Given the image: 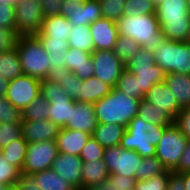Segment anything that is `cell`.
Returning <instances> with one entry per match:
<instances>
[{
  "mask_svg": "<svg viewBox=\"0 0 190 190\" xmlns=\"http://www.w3.org/2000/svg\"><path fill=\"white\" fill-rule=\"evenodd\" d=\"M140 99L127 96L116 89L94 103L98 123L121 124L127 127L129 122L138 115Z\"/></svg>",
  "mask_w": 190,
  "mask_h": 190,
  "instance_id": "obj_1",
  "label": "cell"
},
{
  "mask_svg": "<svg viewBox=\"0 0 190 190\" xmlns=\"http://www.w3.org/2000/svg\"><path fill=\"white\" fill-rule=\"evenodd\" d=\"M119 35L133 39L142 48L153 52L164 39L156 14L123 15L116 21Z\"/></svg>",
  "mask_w": 190,
  "mask_h": 190,
  "instance_id": "obj_2",
  "label": "cell"
},
{
  "mask_svg": "<svg viewBox=\"0 0 190 190\" xmlns=\"http://www.w3.org/2000/svg\"><path fill=\"white\" fill-rule=\"evenodd\" d=\"M188 0H165L156 7L157 20L164 38L188 42L190 13Z\"/></svg>",
  "mask_w": 190,
  "mask_h": 190,
  "instance_id": "obj_3",
  "label": "cell"
},
{
  "mask_svg": "<svg viewBox=\"0 0 190 190\" xmlns=\"http://www.w3.org/2000/svg\"><path fill=\"white\" fill-rule=\"evenodd\" d=\"M167 126L144 123L139 116H135L126 127L121 139L120 147L137 152L142 158L156 155L164 128Z\"/></svg>",
  "mask_w": 190,
  "mask_h": 190,
  "instance_id": "obj_4",
  "label": "cell"
},
{
  "mask_svg": "<svg viewBox=\"0 0 190 190\" xmlns=\"http://www.w3.org/2000/svg\"><path fill=\"white\" fill-rule=\"evenodd\" d=\"M16 50L19 55L23 74L39 80L54 76L49 71L50 57L37 36L19 37Z\"/></svg>",
  "mask_w": 190,
  "mask_h": 190,
  "instance_id": "obj_5",
  "label": "cell"
},
{
  "mask_svg": "<svg viewBox=\"0 0 190 190\" xmlns=\"http://www.w3.org/2000/svg\"><path fill=\"white\" fill-rule=\"evenodd\" d=\"M156 64L166 74L190 75V42L174 41L164 38L152 52Z\"/></svg>",
  "mask_w": 190,
  "mask_h": 190,
  "instance_id": "obj_6",
  "label": "cell"
},
{
  "mask_svg": "<svg viewBox=\"0 0 190 190\" xmlns=\"http://www.w3.org/2000/svg\"><path fill=\"white\" fill-rule=\"evenodd\" d=\"M40 91L43 98L49 102V120L60 128L71 120L74 110V100L63 90L54 77L46 78L40 82Z\"/></svg>",
  "mask_w": 190,
  "mask_h": 190,
  "instance_id": "obj_7",
  "label": "cell"
},
{
  "mask_svg": "<svg viewBox=\"0 0 190 190\" xmlns=\"http://www.w3.org/2000/svg\"><path fill=\"white\" fill-rule=\"evenodd\" d=\"M125 68L138 78L142 98L155 83L164 81L166 75L164 70L156 64L153 53L142 47L125 65Z\"/></svg>",
  "mask_w": 190,
  "mask_h": 190,
  "instance_id": "obj_8",
  "label": "cell"
},
{
  "mask_svg": "<svg viewBox=\"0 0 190 190\" xmlns=\"http://www.w3.org/2000/svg\"><path fill=\"white\" fill-rule=\"evenodd\" d=\"M188 139L174 124L164 128V132L156 146V157L165 169L173 171L179 164Z\"/></svg>",
  "mask_w": 190,
  "mask_h": 190,
  "instance_id": "obj_9",
  "label": "cell"
},
{
  "mask_svg": "<svg viewBox=\"0 0 190 190\" xmlns=\"http://www.w3.org/2000/svg\"><path fill=\"white\" fill-rule=\"evenodd\" d=\"M14 10L19 37L37 36L41 33L44 16L40 0H20Z\"/></svg>",
  "mask_w": 190,
  "mask_h": 190,
  "instance_id": "obj_10",
  "label": "cell"
},
{
  "mask_svg": "<svg viewBox=\"0 0 190 190\" xmlns=\"http://www.w3.org/2000/svg\"><path fill=\"white\" fill-rule=\"evenodd\" d=\"M59 154L56 141L48 140L28 143L27 153L22 168L23 173L35 174L51 169L53 160Z\"/></svg>",
  "mask_w": 190,
  "mask_h": 190,
  "instance_id": "obj_11",
  "label": "cell"
},
{
  "mask_svg": "<svg viewBox=\"0 0 190 190\" xmlns=\"http://www.w3.org/2000/svg\"><path fill=\"white\" fill-rule=\"evenodd\" d=\"M142 157L135 151L118 146L104 149L103 161L109 174L135 178Z\"/></svg>",
  "mask_w": 190,
  "mask_h": 190,
  "instance_id": "obj_12",
  "label": "cell"
},
{
  "mask_svg": "<svg viewBox=\"0 0 190 190\" xmlns=\"http://www.w3.org/2000/svg\"><path fill=\"white\" fill-rule=\"evenodd\" d=\"M60 15L68 19L72 27L90 25L102 18L99 0H65Z\"/></svg>",
  "mask_w": 190,
  "mask_h": 190,
  "instance_id": "obj_13",
  "label": "cell"
},
{
  "mask_svg": "<svg viewBox=\"0 0 190 190\" xmlns=\"http://www.w3.org/2000/svg\"><path fill=\"white\" fill-rule=\"evenodd\" d=\"M41 80L29 75H21L9 81L5 97L21 112L35 99L40 93Z\"/></svg>",
  "mask_w": 190,
  "mask_h": 190,
  "instance_id": "obj_14",
  "label": "cell"
},
{
  "mask_svg": "<svg viewBox=\"0 0 190 190\" xmlns=\"http://www.w3.org/2000/svg\"><path fill=\"white\" fill-rule=\"evenodd\" d=\"M94 76L114 88L125 64L113 50H94L91 54Z\"/></svg>",
  "mask_w": 190,
  "mask_h": 190,
  "instance_id": "obj_15",
  "label": "cell"
},
{
  "mask_svg": "<svg viewBox=\"0 0 190 190\" xmlns=\"http://www.w3.org/2000/svg\"><path fill=\"white\" fill-rule=\"evenodd\" d=\"M82 165L83 161L78 155L59 153L53 160L51 169L76 190H82Z\"/></svg>",
  "mask_w": 190,
  "mask_h": 190,
  "instance_id": "obj_16",
  "label": "cell"
},
{
  "mask_svg": "<svg viewBox=\"0 0 190 190\" xmlns=\"http://www.w3.org/2000/svg\"><path fill=\"white\" fill-rule=\"evenodd\" d=\"M98 125L95 108L92 103L74 101V110H72L71 120L64 128L84 131L88 134L93 133Z\"/></svg>",
  "mask_w": 190,
  "mask_h": 190,
  "instance_id": "obj_17",
  "label": "cell"
},
{
  "mask_svg": "<svg viewBox=\"0 0 190 190\" xmlns=\"http://www.w3.org/2000/svg\"><path fill=\"white\" fill-rule=\"evenodd\" d=\"M89 26L95 50H113L119 37L116 22L110 19L100 18Z\"/></svg>",
  "mask_w": 190,
  "mask_h": 190,
  "instance_id": "obj_18",
  "label": "cell"
},
{
  "mask_svg": "<svg viewBox=\"0 0 190 190\" xmlns=\"http://www.w3.org/2000/svg\"><path fill=\"white\" fill-rule=\"evenodd\" d=\"M22 137L28 143L55 141L61 128L51 120L22 121Z\"/></svg>",
  "mask_w": 190,
  "mask_h": 190,
  "instance_id": "obj_19",
  "label": "cell"
},
{
  "mask_svg": "<svg viewBox=\"0 0 190 190\" xmlns=\"http://www.w3.org/2000/svg\"><path fill=\"white\" fill-rule=\"evenodd\" d=\"M94 65L91 53L68 47L66 52V71H71L79 79H88L94 76Z\"/></svg>",
  "mask_w": 190,
  "mask_h": 190,
  "instance_id": "obj_20",
  "label": "cell"
},
{
  "mask_svg": "<svg viewBox=\"0 0 190 190\" xmlns=\"http://www.w3.org/2000/svg\"><path fill=\"white\" fill-rule=\"evenodd\" d=\"M143 99L156 105L159 109H164L173 117L181 110L165 81L155 83L144 95Z\"/></svg>",
  "mask_w": 190,
  "mask_h": 190,
  "instance_id": "obj_21",
  "label": "cell"
},
{
  "mask_svg": "<svg viewBox=\"0 0 190 190\" xmlns=\"http://www.w3.org/2000/svg\"><path fill=\"white\" fill-rule=\"evenodd\" d=\"M91 134L84 131H76L66 128H61L60 133L56 138V145L59 153L71 155H80L81 150L90 139Z\"/></svg>",
  "mask_w": 190,
  "mask_h": 190,
  "instance_id": "obj_22",
  "label": "cell"
},
{
  "mask_svg": "<svg viewBox=\"0 0 190 190\" xmlns=\"http://www.w3.org/2000/svg\"><path fill=\"white\" fill-rule=\"evenodd\" d=\"M46 50L49 60V71L55 75L66 70L67 40L39 38Z\"/></svg>",
  "mask_w": 190,
  "mask_h": 190,
  "instance_id": "obj_23",
  "label": "cell"
},
{
  "mask_svg": "<svg viewBox=\"0 0 190 190\" xmlns=\"http://www.w3.org/2000/svg\"><path fill=\"white\" fill-rule=\"evenodd\" d=\"M72 29L73 27L66 17L61 15L47 16L44 17L42 31L37 37L68 41Z\"/></svg>",
  "mask_w": 190,
  "mask_h": 190,
  "instance_id": "obj_24",
  "label": "cell"
},
{
  "mask_svg": "<svg viewBox=\"0 0 190 190\" xmlns=\"http://www.w3.org/2000/svg\"><path fill=\"white\" fill-rule=\"evenodd\" d=\"M180 109L190 107V75L168 73L164 79Z\"/></svg>",
  "mask_w": 190,
  "mask_h": 190,
  "instance_id": "obj_25",
  "label": "cell"
},
{
  "mask_svg": "<svg viewBox=\"0 0 190 190\" xmlns=\"http://www.w3.org/2000/svg\"><path fill=\"white\" fill-rule=\"evenodd\" d=\"M126 130V127L121 124H102L98 123L92 133V137L104 148L118 146Z\"/></svg>",
  "mask_w": 190,
  "mask_h": 190,
  "instance_id": "obj_26",
  "label": "cell"
},
{
  "mask_svg": "<svg viewBox=\"0 0 190 190\" xmlns=\"http://www.w3.org/2000/svg\"><path fill=\"white\" fill-rule=\"evenodd\" d=\"M112 87L95 76H91L88 79L82 80L79 89V101L96 103L98 100L102 99L108 95Z\"/></svg>",
  "mask_w": 190,
  "mask_h": 190,
  "instance_id": "obj_27",
  "label": "cell"
},
{
  "mask_svg": "<svg viewBox=\"0 0 190 190\" xmlns=\"http://www.w3.org/2000/svg\"><path fill=\"white\" fill-rule=\"evenodd\" d=\"M144 123H151L161 126L174 124V117L164 109H159L156 105L142 99L139 104L138 115Z\"/></svg>",
  "mask_w": 190,
  "mask_h": 190,
  "instance_id": "obj_28",
  "label": "cell"
},
{
  "mask_svg": "<svg viewBox=\"0 0 190 190\" xmlns=\"http://www.w3.org/2000/svg\"><path fill=\"white\" fill-rule=\"evenodd\" d=\"M109 176V172L103 160L83 162L82 165V190L93 184L102 182Z\"/></svg>",
  "mask_w": 190,
  "mask_h": 190,
  "instance_id": "obj_29",
  "label": "cell"
},
{
  "mask_svg": "<svg viewBox=\"0 0 190 190\" xmlns=\"http://www.w3.org/2000/svg\"><path fill=\"white\" fill-rule=\"evenodd\" d=\"M33 175L40 190H76L52 169L43 170Z\"/></svg>",
  "mask_w": 190,
  "mask_h": 190,
  "instance_id": "obj_30",
  "label": "cell"
},
{
  "mask_svg": "<svg viewBox=\"0 0 190 190\" xmlns=\"http://www.w3.org/2000/svg\"><path fill=\"white\" fill-rule=\"evenodd\" d=\"M0 75L8 81H12L23 75L19 55L16 50L0 52Z\"/></svg>",
  "mask_w": 190,
  "mask_h": 190,
  "instance_id": "obj_31",
  "label": "cell"
},
{
  "mask_svg": "<svg viewBox=\"0 0 190 190\" xmlns=\"http://www.w3.org/2000/svg\"><path fill=\"white\" fill-rule=\"evenodd\" d=\"M27 147L28 142L21 135L19 138L2 148L0 153L8 163L15 165L22 171L27 153Z\"/></svg>",
  "mask_w": 190,
  "mask_h": 190,
  "instance_id": "obj_32",
  "label": "cell"
},
{
  "mask_svg": "<svg viewBox=\"0 0 190 190\" xmlns=\"http://www.w3.org/2000/svg\"><path fill=\"white\" fill-rule=\"evenodd\" d=\"M68 39V47L91 53L95 50L92 33L89 25L73 27Z\"/></svg>",
  "mask_w": 190,
  "mask_h": 190,
  "instance_id": "obj_33",
  "label": "cell"
},
{
  "mask_svg": "<svg viewBox=\"0 0 190 190\" xmlns=\"http://www.w3.org/2000/svg\"><path fill=\"white\" fill-rule=\"evenodd\" d=\"M49 102L39 94L22 111V121H43L49 119Z\"/></svg>",
  "mask_w": 190,
  "mask_h": 190,
  "instance_id": "obj_34",
  "label": "cell"
},
{
  "mask_svg": "<svg viewBox=\"0 0 190 190\" xmlns=\"http://www.w3.org/2000/svg\"><path fill=\"white\" fill-rule=\"evenodd\" d=\"M55 80L60 84L71 100L79 101V89L82 80L79 79L71 71H63L53 76Z\"/></svg>",
  "mask_w": 190,
  "mask_h": 190,
  "instance_id": "obj_35",
  "label": "cell"
},
{
  "mask_svg": "<svg viewBox=\"0 0 190 190\" xmlns=\"http://www.w3.org/2000/svg\"><path fill=\"white\" fill-rule=\"evenodd\" d=\"M115 88L125 93L129 97L140 100L143 99L140 96V83L138 78L126 68L122 71Z\"/></svg>",
  "mask_w": 190,
  "mask_h": 190,
  "instance_id": "obj_36",
  "label": "cell"
},
{
  "mask_svg": "<svg viewBox=\"0 0 190 190\" xmlns=\"http://www.w3.org/2000/svg\"><path fill=\"white\" fill-rule=\"evenodd\" d=\"M165 168L156 156L142 158L138 170L135 172L137 181L147 180L161 174Z\"/></svg>",
  "mask_w": 190,
  "mask_h": 190,
  "instance_id": "obj_37",
  "label": "cell"
},
{
  "mask_svg": "<svg viewBox=\"0 0 190 190\" xmlns=\"http://www.w3.org/2000/svg\"><path fill=\"white\" fill-rule=\"evenodd\" d=\"M140 48L141 46L133 39L119 35L113 51L126 65Z\"/></svg>",
  "mask_w": 190,
  "mask_h": 190,
  "instance_id": "obj_38",
  "label": "cell"
},
{
  "mask_svg": "<svg viewBox=\"0 0 190 190\" xmlns=\"http://www.w3.org/2000/svg\"><path fill=\"white\" fill-rule=\"evenodd\" d=\"M143 14H156V7L151 0H126L123 15L130 17Z\"/></svg>",
  "mask_w": 190,
  "mask_h": 190,
  "instance_id": "obj_39",
  "label": "cell"
},
{
  "mask_svg": "<svg viewBox=\"0 0 190 190\" xmlns=\"http://www.w3.org/2000/svg\"><path fill=\"white\" fill-rule=\"evenodd\" d=\"M170 170L165 169L161 174L147 180L136 181L135 190H167Z\"/></svg>",
  "mask_w": 190,
  "mask_h": 190,
  "instance_id": "obj_40",
  "label": "cell"
},
{
  "mask_svg": "<svg viewBox=\"0 0 190 190\" xmlns=\"http://www.w3.org/2000/svg\"><path fill=\"white\" fill-rule=\"evenodd\" d=\"M102 18L117 21L123 16L126 0H99Z\"/></svg>",
  "mask_w": 190,
  "mask_h": 190,
  "instance_id": "obj_41",
  "label": "cell"
},
{
  "mask_svg": "<svg viewBox=\"0 0 190 190\" xmlns=\"http://www.w3.org/2000/svg\"><path fill=\"white\" fill-rule=\"evenodd\" d=\"M22 123H0V150L22 135Z\"/></svg>",
  "mask_w": 190,
  "mask_h": 190,
  "instance_id": "obj_42",
  "label": "cell"
},
{
  "mask_svg": "<svg viewBox=\"0 0 190 190\" xmlns=\"http://www.w3.org/2000/svg\"><path fill=\"white\" fill-rule=\"evenodd\" d=\"M21 170L15 165L8 163L0 153V184L10 185L18 183Z\"/></svg>",
  "mask_w": 190,
  "mask_h": 190,
  "instance_id": "obj_43",
  "label": "cell"
},
{
  "mask_svg": "<svg viewBox=\"0 0 190 190\" xmlns=\"http://www.w3.org/2000/svg\"><path fill=\"white\" fill-rule=\"evenodd\" d=\"M22 122V112L15 108L5 96L0 97V123Z\"/></svg>",
  "mask_w": 190,
  "mask_h": 190,
  "instance_id": "obj_44",
  "label": "cell"
},
{
  "mask_svg": "<svg viewBox=\"0 0 190 190\" xmlns=\"http://www.w3.org/2000/svg\"><path fill=\"white\" fill-rule=\"evenodd\" d=\"M104 147L101 146L92 136L87 141L79 157L83 162L93 161V160H103Z\"/></svg>",
  "mask_w": 190,
  "mask_h": 190,
  "instance_id": "obj_45",
  "label": "cell"
},
{
  "mask_svg": "<svg viewBox=\"0 0 190 190\" xmlns=\"http://www.w3.org/2000/svg\"><path fill=\"white\" fill-rule=\"evenodd\" d=\"M18 38L16 29L0 27V52L14 50Z\"/></svg>",
  "mask_w": 190,
  "mask_h": 190,
  "instance_id": "obj_46",
  "label": "cell"
},
{
  "mask_svg": "<svg viewBox=\"0 0 190 190\" xmlns=\"http://www.w3.org/2000/svg\"><path fill=\"white\" fill-rule=\"evenodd\" d=\"M174 125L190 140V107L181 109L174 117Z\"/></svg>",
  "mask_w": 190,
  "mask_h": 190,
  "instance_id": "obj_47",
  "label": "cell"
},
{
  "mask_svg": "<svg viewBox=\"0 0 190 190\" xmlns=\"http://www.w3.org/2000/svg\"><path fill=\"white\" fill-rule=\"evenodd\" d=\"M14 6L9 4L0 5V27L16 29Z\"/></svg>",
  "mask_w": 190,
  "mask_h": 190,
  "instance_id": "obj_48",
  "label": "cell"
},
{
  "mask_svg": "<svg viewBox=\"0 0 190 190\" xmlns=\"http://www.w3.org/2000/svg\"><path fill=\"white\" fill-rule=\"evenodd\" d=\"M114 184V190H135L136 179L132 177H124L116 174H109Z\"/></svg>",
  "mask_w": 190,
  "mask_h": 190,
  "instance_id": "obj_49",
  "label": "cell"
},
{
  "mask_svg": "<svg viewBox=\"0 0 190 190\" xmlns=\"http://www.w3.org/2000/svg\"><path fill=\"white\" fill-rule=\"evenodd\" d=\"M65 0H40L43 16L60 15L62 4Z\"/></svg>",
  "mask_w": 190,
  "mask_h": 190,
  "instance_id": "obj_50",
  "label": "cell"
},
{
  "mask_svg": "<svg viewBox=\"0 0 190 190\" xmlns=\"http://www.w3.org/2000/svg\"><path fill=\"white\" fill-rule=\"evenodd\" d=\"M190 171V140L187 141L186 148L180 158L178 166L173 170L175 173H185Z\"/></svg>",
  "mask_w": 190,
  "mask_h": 190,
  "instance_id": "obj_51",
  "label": "cell"
},
{
  "mask_svg": "<svg viewBox=\"0 0 190 190\" xmlns=\"http://www.w3.org/2000/svg\"><path fill=\"white\" fill-rule=\"evenodd\" d=\"M18 184L20 185L21 190H40V188L36 184L33 174H26L21 172Z\"/></svg>",
  "mask_w": 190,
  "mask_h": 190,
  "instance_id": "obj_52",
  "label": "cell"
},
{
  "mask_svg": "<svg viewBox=\"0 0 190 190\" xmlns=\"http://www.w3.org/2000/svg\"><path fill=\"white\" fill-rule=\"evenodd\" d=\"M183 182V173H175L170 171V178L168 181L167 190H185Z\"/></svg>",
  "mask_w": 190,
  "mask_h": 190,
  "instance_id": "obj_53",
  "label": "cell"
},
{
  "mask_svg": "<svg viewBox=\"0 0 190 190\" xmlns=\"http://www.w3.org/2000/svg\"><path fill=\"white\" fill-rule=\"evenodd\" d=\"M84 190H114V184L108 176L102 182L93 184Z\"/></svg>",
  "mask_w": 190,
  "mask_h": 190,
  "instance_id": "obj_54",
  "label": "cell"
},
{
  "mask_svg": "<svg viewBox=\"0 0 190 190\" xmlns=\"http://www.w3.org/2000/svg\"><path fill=\"white\" fill-rule=\"evenodd\" d=\"M9 81L0 75V97L5 96L8 89Z\"/></svg>",
  "mask_w": 190,
  "mask_h": 190,
  "instance_id": "obj_55",
  "label": "cell"
},
{
  "mask_svg": "<svg viewBox=\"0 0 190 190\" xmlns=\"http://www.w3.org/2000/svg\"><path fill=\"white\" fill-rule=\"evenodd\" d=\"M183 182L185 190H190V171L183 173Z\"/></svg>",
  "mask_w": 190,
  "mask_h": 190,
  "instance_id": "obj_56",
  "label": "cell"
},
{
  "mask_svg": "<svg viewBox=\"0 0 190 190\" xmlns=\"http://www.w3.org/2000/svg\"><path fill=\"white\" fill-rule=\"evenodd\" d=\"M3 190H21V187L18 183L5 185Z\"/></svg>",
  "mask_w": 190,
  "mask_h": 190,
  "instance_id": "obj_57",
  "label": "cell"
},
{
  "mask_svg": "<svg viewBox=\"0 0 190 190\" xmlns=\"http://www.w3.org/2000/svg\"><path fill=\"white\" fill-rule=\"evenodd\" d=\"M20 0H0V5L1 4H9L12 6H15Z\"/></svg>",
  "mask_w": 190,
  "mask_h": 190,
  "instance_id": "obj_58",
  "label": "cell"
},
{
  "mask_svg": "<svg viewBox=\"0 0 190 190\" xmlns=\"http://www.w3.org/2000/svg\"><path fill=\"white\" fill-rule=\"evenodd\" d=\"M151 1L154 4V6L157 7L158 5H160L165 0H151Z\"/></svg>",
  "mask_w": 190,
  "mask_h": 190,
  "instance_id": "obj_59",
  "label": "cell"
},
{
  "mask_svg": "<svg viewBox=\"0 0 190 190\" xmlns=\"http://www.w3.org/2000/svg\"><path fill=\"white\" fill-rule=\"evenodd\" d=\"M187 4H188V12L190 13V0H188Z\"/></svg>",
  "mask_w": 190,
  "mask_h": 190,
  "instance_id": "obj_60",
  "label": "cell"
},
{
  "mask_svg": "<svg viewBox=\"0 0 190 190\" xmlns=\"http://www.w3.org/2000/svg\"><path fill=\"white\" fill-rule=\"evenodd\" d=\"M188 42H190V28H189V34H188Z\"/></svg>",
  "mask_w": 190,
  "mask_h": 190,
  "instance_id": "obj_61",
  "label": "cell"
},
{
  "mask_svg": "<svg viewBox=\"0 0 190 190\" xmlns=\"http://www.w3.org/2000/svg\"><path fill=\"white\" fill-rule=\"evenodd\" d=\"M4 186H5V185L0 184V190H3Z\"/></svg>",
  "mask_w": 190,
  "mask_h": 190,
  "instance_id": "obj_62",
  "label": "cell"
}]
</instances>
